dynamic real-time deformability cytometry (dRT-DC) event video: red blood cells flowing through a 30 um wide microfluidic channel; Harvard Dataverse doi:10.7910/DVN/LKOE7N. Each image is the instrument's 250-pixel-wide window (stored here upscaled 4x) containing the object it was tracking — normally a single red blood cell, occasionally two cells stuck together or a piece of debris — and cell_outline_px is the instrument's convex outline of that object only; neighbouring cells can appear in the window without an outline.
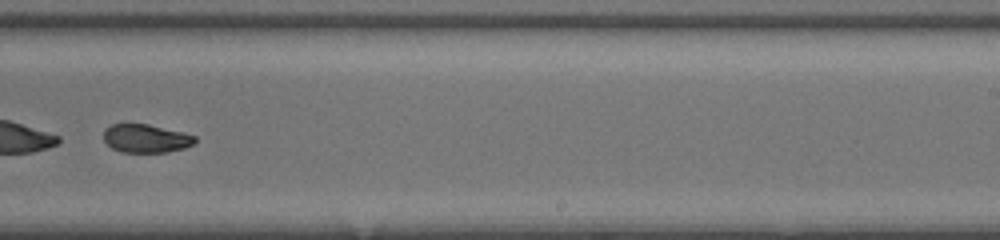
{"species": "common noctule bat (a hibernating species)", "species_latin": "Nyctalus noctula", "temperature_condition": "room temperature", "stored_images_in_passage": 49, "segment_of_instrument_passage": [2, 2], "camera_frame_rate_fps": 3000, "um_per_image_px": 0.085, "animal": {"sex": "female", "body_mass_g": 20.0, "forearm_length_mm": 54.0}, "frame": {"image": 1, "passage_image": 34, "time_ms": 11.0, "image_size_px": [1000, 240], "cell_outline_px": [[196, 140], [192, 144], [184, 148], [168, 152], [120, 152], [112, 148], [104, 140], [104, 128], [112, 124], [148, 124], [184, 132], [196, 136]], "centroid_in_image_um": [12.4, 11.76], "position_along_channel_um": 276.6, "area_um2": 15.14}}